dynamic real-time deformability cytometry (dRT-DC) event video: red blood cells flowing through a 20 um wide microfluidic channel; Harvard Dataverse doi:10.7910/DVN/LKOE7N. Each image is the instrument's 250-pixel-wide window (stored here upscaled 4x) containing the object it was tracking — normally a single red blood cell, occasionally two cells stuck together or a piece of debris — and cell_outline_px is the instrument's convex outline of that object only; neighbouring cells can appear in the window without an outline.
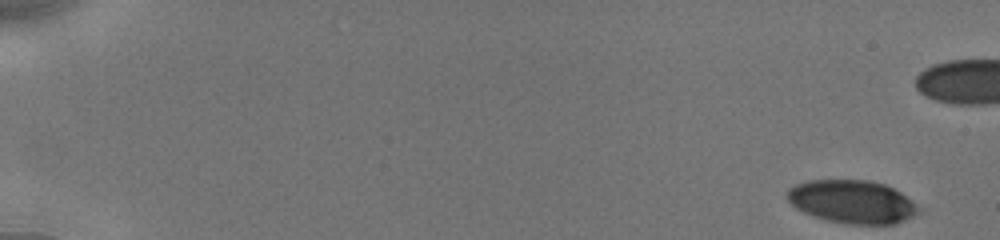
{"species": "human", "species_latin": "Homo sapiens", "temperature_condition": "cold", "stored_images_in_passage": 78, "camera_frame_rate_fps": 3000, "um_per_image_px": 0.085, "donor": {"sex": "male"}, "frame": {"image": 1, "passage_image": 1, "time_ms": 0.0, "image_size_px": [1000, 240], "cell_outline_px": [[924, 208], [920, 212], [896, 224], [844, 224], [824, 220], [812, 216], [796, 208], [788, 200], [788, 188], [796, 184], [808, 180], [868, 180], [884, 184], [900, 192]], "centroid_in_image_um": [72.46, 17.16], "position_along_channel_um": 12.5, "area_um2": 33.29}}
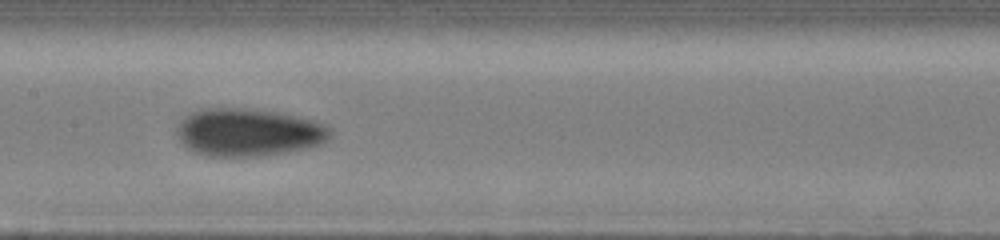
{"frame": {"image": 2, "passage_image": 36, "time_ms": 9.0, "image_size_px": [1000, 240], "cell_outline_px": [[332, 136], [328, 140], [320, 144], [304, 148], [284, 152], [260, 156], [208, 156], [192, 152], [180, 140], [176, 132], [176, 128], [180, 120], [184, 116], [192, 112], [208, 108], [236, 108], [272, 112], [312, 120], [324, 124], [332, 128]], "centroid_in_image_um": [21.08, 11.26], "position_along_channel_um": 186.3, "area_um2": 42.31}}
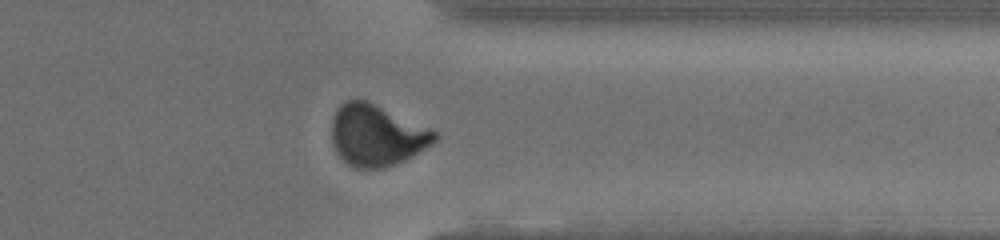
{"frame": {"image": 3, "passage_image": 65, "time_ms": 14.0, "image_size_px": [1000, 240], "cell_outline_px": [[440, 136], [432, 144], [412, 156], [396, 164], [380, 168], [356, 168], [348, 164], [336, 152], [332, 144], [332, 116], [336, 108], [344, 100], [368, 100], [432, 128], [440, 132]], "centroid_in_image_um": [32.03, 11.47], "position_along_channel_um": 379.4, "area_um2": 37.34}}